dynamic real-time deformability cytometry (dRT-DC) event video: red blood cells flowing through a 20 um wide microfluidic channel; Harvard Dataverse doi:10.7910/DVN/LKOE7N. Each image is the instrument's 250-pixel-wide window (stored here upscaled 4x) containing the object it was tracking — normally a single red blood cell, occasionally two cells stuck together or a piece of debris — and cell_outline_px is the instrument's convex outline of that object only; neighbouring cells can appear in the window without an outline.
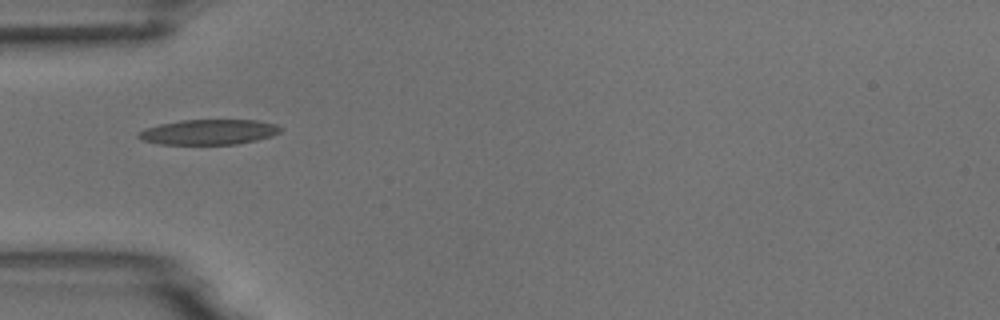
{"species": "common noctule bat (a hibernating species)", "species_latin": "Nyctalus noctula", "temperature_condition": "room temperature", "stored_images_in_passage": 35, "camera_frame_rate_fps": 3000, "um_per_image_px": 0.085, "animal": {"sex": "male", "body_mass_g": 18.8}, "frame": {"image": 1, "passage_image": 1, "time_ms": 0.0, "image_size_px": [1000, 320], "cell_outline_px": [[284, 128], [280, 132], [272, 136], [256, 140], [236, 144], [160, 144], [140, 140], [136, 136], [136, 132], [144, 128], [160, 124], [180, 120], [256, 120], [276, 124]], "centroid_in_image_um": [17.71, 11.22], "position_along_channel_um": 67.3, "area_um2": 21.04}}
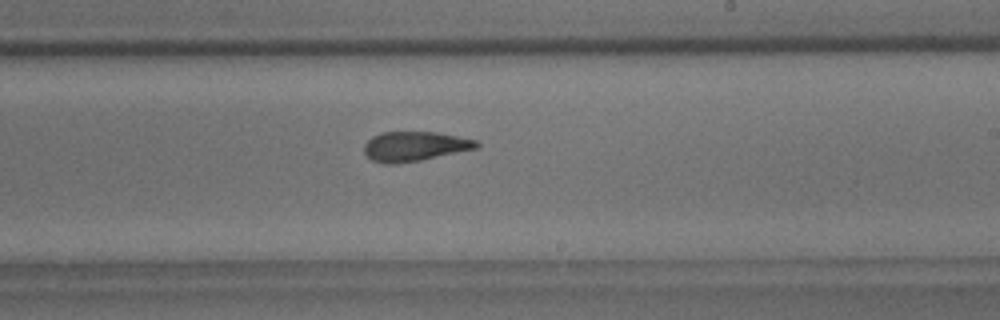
{"frame": {"image": 2, "passage_image": 16, "time_ms": 5.0, "image_size_px": [1000, 320], "cell_outline_px": [[480, 144], [476, 148], [420, 160], [396, 164], [384, 164], [372, 160], [364, 152], [364, 144], [372, 136], [380, 132], [436, 132], [476, 140]], "centroid_in_image_um": [35.2, 12.43], "position_along_channel_um": 253.8, "area_um2": 19.25}, "authors_computed_cell_mechanics": {"area_um2": 19.7098, "velocity_mm_per_s": 3.7144, "shape_relaxation_time_tau1_ms": 4.4134, "shape_relaxation_time_tau2_ms": 1.9884, "deformation_change_tau1": 0.1644, "deformation_change_tau2": 0.1041}}